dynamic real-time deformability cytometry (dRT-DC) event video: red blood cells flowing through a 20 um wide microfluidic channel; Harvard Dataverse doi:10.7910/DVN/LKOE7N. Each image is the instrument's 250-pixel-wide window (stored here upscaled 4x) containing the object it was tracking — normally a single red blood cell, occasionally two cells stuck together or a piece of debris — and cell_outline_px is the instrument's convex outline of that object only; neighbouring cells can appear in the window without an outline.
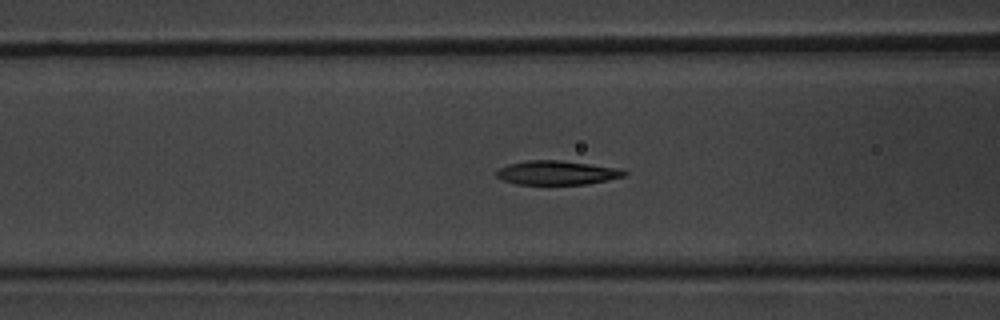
{"species": "common noctule bat (a hibernating species)", "species_latin": "Nyctalus noctula", "temperature_condition": "warm", "stored_images_in_passage": 40, "camera_frame_rate_fps": 3000, "um_per_image_px": 0.085, "animal": {"sex": "male", "body_mass_g": 20.1, "forearm_length_mm": 53.5}, "frame": {"image": 1, "passage_image": 9, "time_ms": 2.667, "image_size_px": [1000, 320], "cell_outline_px": [[628, 176], [588, 184], [516, 184], [504, 180], [496, 176], [496, 168], [508, 164], [528, 160], [560, 160], [620, 168], [628, 172]], "centroid_in_image_um": [47.36, 14.68], "position_along_channel_um": 119.2, "area_um2": 18.09}}
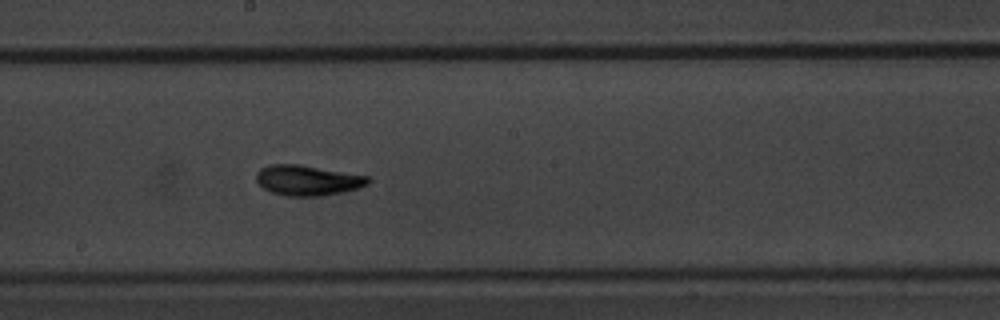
{"frame": {"image": 2, "passage_image": 17, "time_ms": 5.333, "image_size_px": [1000, 320], "cell_outline_px": [[372, 180], [368, 184], [344, 192], [320, 196], [284, 196], [272, 192], [264, 188], [256, 180], [256, 172], [260, 168], [268, 164], [300, 164], [368, 176]], "centroid_in_image_um": [26.13, 15.32], "position_along_channel_um": 222.1, "area_um2": 19.83}}
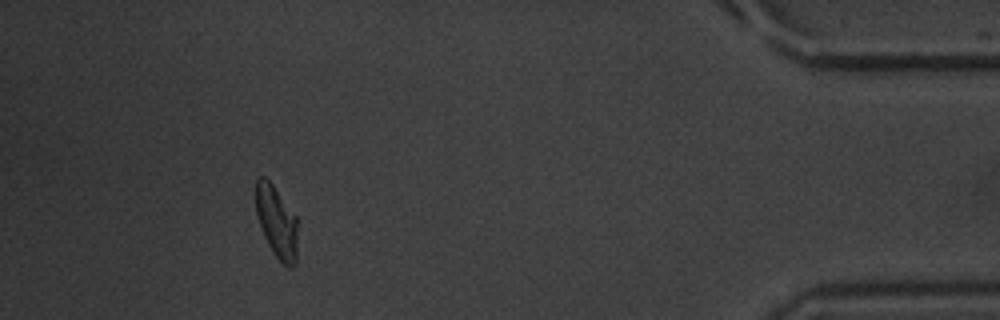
{"frame": {"image": 3, "passage_image": 36, "time_ms": 11.667, "image_size_px": [1000, 320], "cell_outline_px": [[296, 264], [292, 268], [288, 268], [272, 252], [264, 236], [256, 212], [256, 180], [260, 176], [264, 176], [272, 184], [296, 216]], "centroid_in_image_um": [23.51, 18.87], "position_along_channel_um": 411.7, "area_um2": 17.22}, "authors_computed_cell_mechanics": {"area_um2": 18.1492, "velocity_mm_per_s": 3.8462, "shape_relaxation_time_tau1_ms": 3.3965, "shape_relaxation_time_tau2_ms": 2.715, "deformation_change_tau1": 0.1586, "deformation_change_tau2": 0.0861}}